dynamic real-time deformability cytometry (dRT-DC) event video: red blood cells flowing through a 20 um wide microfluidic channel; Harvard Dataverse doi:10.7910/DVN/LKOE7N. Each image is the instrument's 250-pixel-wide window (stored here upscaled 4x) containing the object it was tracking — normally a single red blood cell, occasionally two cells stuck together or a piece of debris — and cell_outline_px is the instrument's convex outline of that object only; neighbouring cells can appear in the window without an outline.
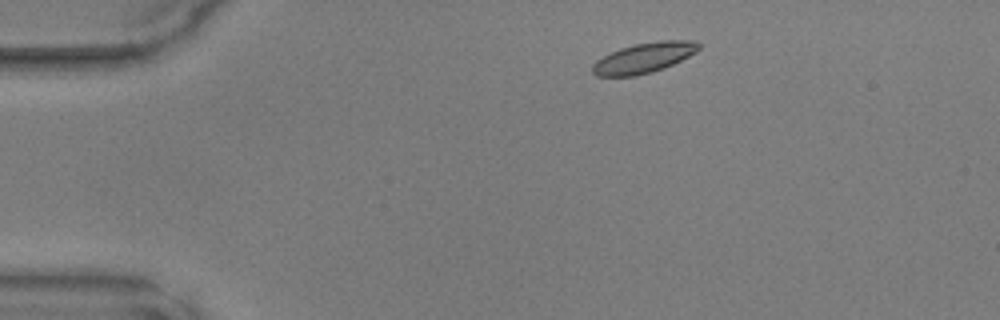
{"species": "common noctule bat (a hibernating species)", "species_latin": "Nyctalus noctula", "temperature_condition": "warm", "stored_images_in_passage": 35, "camera_frame_rate_fps": 3000, "um_per_image_px": 0.085, "animal": {"sex": "male", "body_mass_g": 17.9, "forearm_length_mm": 54.2}, "frame": {"image": 1, "passage_image": 1, "time_ms": 0.0, "image_size_px": [1000, 320], "cell_outline_px": [[700, 48], [696, 52], [664, 68], [652, 72], [636, 76], [596, 76], [592, 72], [592, 64], [596, 60], [620, 48], [636, 44], [660, 40], [696, 40], [700, 44]], "centroid_in_image_um": [54.74, 4.91], "position_along_channel_um": 30.3, "area_um2": 18.67}}
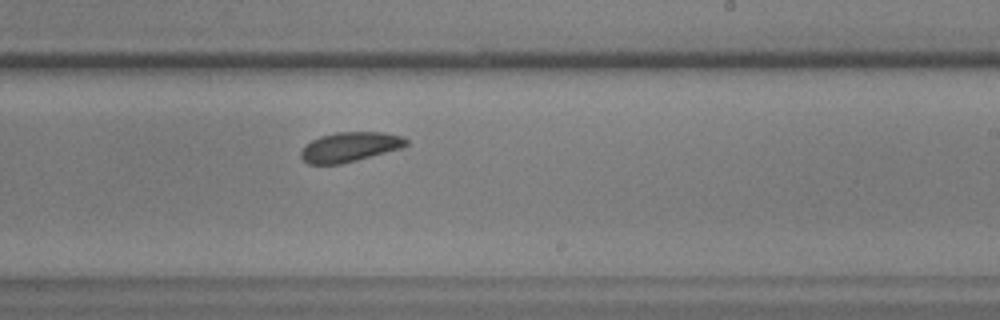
{"frame": {"image": 2, "passage_image": 22, "time_ms": 7.0, "image_size_px": [1000, 320], "cell_outline_px": [[408, 144], [400, 148], [356, 160], [340, 164], [308, 164], [300, 156], [300, 152], [312, 140], [320, 136], [336, 132], [384, 132], [400, 136], [408, 140]], "centroid_in_image_um": [29.72, 12.48], "position_along_channel_um": 259.3, "area_um2": 17.92}}
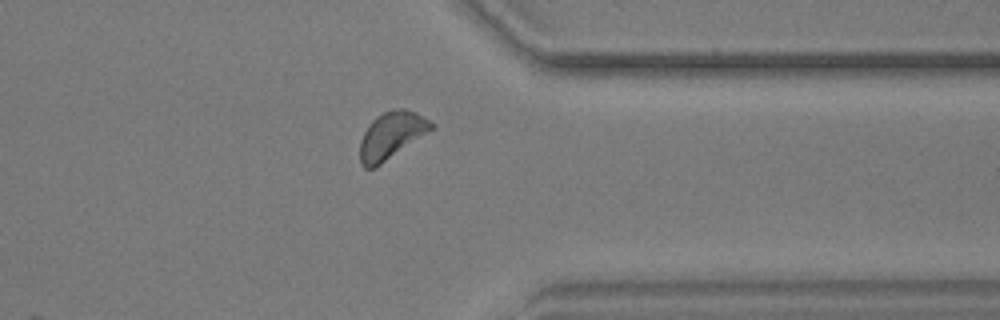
{"frame": {"image": 3, "passage_image": 31, "time_ms": 10.0, "image_size_px": [1000, 320], "cell_outline_px": [[436, 128], [376, 168], [364, 168], [360, 164], [360, 140], [368, 124], [376, 116], [392, 108], [404, 108], [416, 112], [436, 124]], "centroid_in_image_um": [33.3, 11.51], "position_along_channel_um": 378.1, "area_um2": 20.06}}